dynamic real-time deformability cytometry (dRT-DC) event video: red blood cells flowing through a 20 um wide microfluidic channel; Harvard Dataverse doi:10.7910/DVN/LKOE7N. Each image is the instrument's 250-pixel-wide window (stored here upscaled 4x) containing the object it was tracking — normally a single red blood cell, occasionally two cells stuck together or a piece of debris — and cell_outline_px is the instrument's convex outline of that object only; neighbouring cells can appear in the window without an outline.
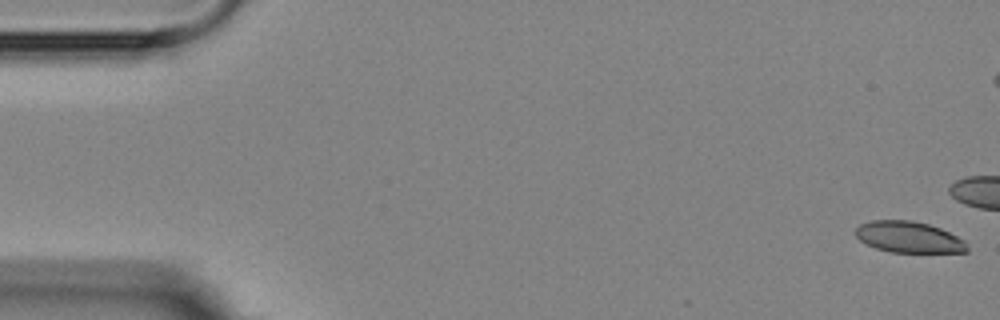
{"species": "Egyptian fruit bat (a non-hibernating species)", "species_latin": "Rousettus aegyptiacus", "temperature_condition": "room temperature", "stored_images_in_passage": 7, "camera_frame_rate_fps": 3000, "um_per_image_px": 0.085, "animal": {"sex": "female"}, "frame": {"image": 1, "passage_image": 1, "time_ms": 0.0, "image_size_px": [1000, 320], "cell_outline_px": [[968, 252], [892, 252], [876, 248], [860, 240], [856, 236], [856, 228], [860, 224], [872, 220], [912, 220], [928, 224], [940, 228], [964, 240], [968, 248]], "centroid_in_image_um": [77.25, 20.15], "position_along_channel_um": 7.8, "area_um2": 20.11}}